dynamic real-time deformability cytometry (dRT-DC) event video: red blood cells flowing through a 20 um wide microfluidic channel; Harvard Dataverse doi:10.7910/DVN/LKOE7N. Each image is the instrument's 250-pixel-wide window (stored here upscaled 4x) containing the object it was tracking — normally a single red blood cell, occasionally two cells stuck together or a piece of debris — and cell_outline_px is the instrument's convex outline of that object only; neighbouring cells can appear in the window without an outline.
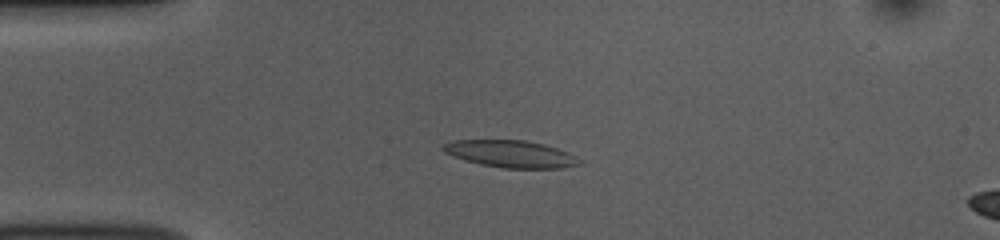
{"species": "common noctule bat (a hibernating species)", "species_latin": "Nyctalus noctula", "temperature_condition": "room temperature", "stored_images_in_passage": 52, "camera_frame_rate_fps": 3000, "um_per_image_px": 0.085, "animal": {"sex": "female", "body_mass_g": 10.0, "forearm_length_mm": 53.1}, "frame": {"image": 1, "passage_image": 12, "time_ms": 3.667, "image_size_px": [1000, 240], "cell_outline_px": [[580, 164], [560, 168], [504, 168], [480, 164], [444, 152], [444, 144], [456, 140], [524, 140], [544, 144], [568, 152], [580, 160]], "centroid_in_image_um": [43.45, 13.08], "position_along_channel_um": 41.5, "area_um2": 21.04}}
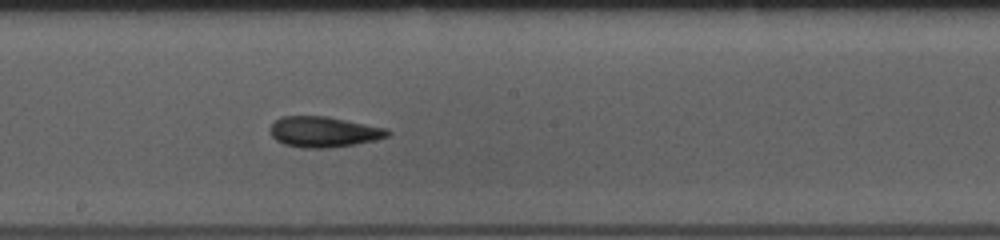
{"frame": {"image": 2, "passage_image": 28, "time_ms": 9.0, "image_size_px": [1000, 240], "cell_outline_px": [[392, 132], [388, 136], [372, 140], [352, 144], [324, 148], [304, 148], [284, 144], [276, 140], [272, 136], [272, 124], [280, 116], [324, 116], [388, 128]], "centroid_in_image_um": [27.52, 11.2], "position_along_channel_um": 220.7, "area_um2": 20.58}}
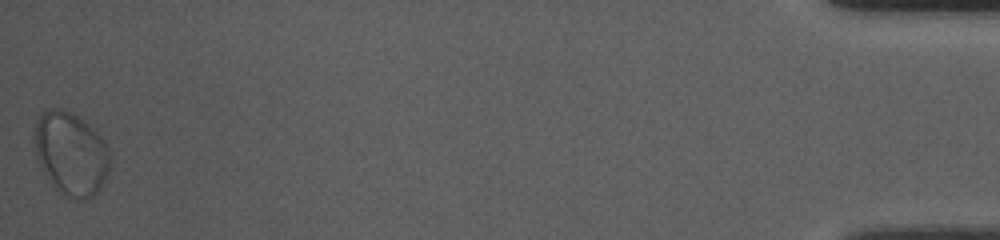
{"frame": {"image": 3, "passage_image": 52, "time_ms": 17.0, "image_size_px": [1000, 240], "cell_outline_px": [[108, 172], [100, 188], [92, 196], [80, 200], [68, 196], [56, 184], [40, 164], [36, 156], [36, 124], [40, 116], [44, 112], [52, 108], [60, 108], [84, 120], [100, 136], [108, 148]], "centroid_in_image_um": [6.06, 13.02], "position_along_channel_um": 429.1, "area_um2": 34.91}, "authors_computed_cell_mechanics": {"area_um2": 21.4149, "velocity_mm_per_s": 3.7753, "shape_relaxation_time_tau1_ms": null, "shape_relaxation_time_tau2_ms": 2.508, "deformation_change_tau1": null, "deformation_change_tau2": 0.0903}}